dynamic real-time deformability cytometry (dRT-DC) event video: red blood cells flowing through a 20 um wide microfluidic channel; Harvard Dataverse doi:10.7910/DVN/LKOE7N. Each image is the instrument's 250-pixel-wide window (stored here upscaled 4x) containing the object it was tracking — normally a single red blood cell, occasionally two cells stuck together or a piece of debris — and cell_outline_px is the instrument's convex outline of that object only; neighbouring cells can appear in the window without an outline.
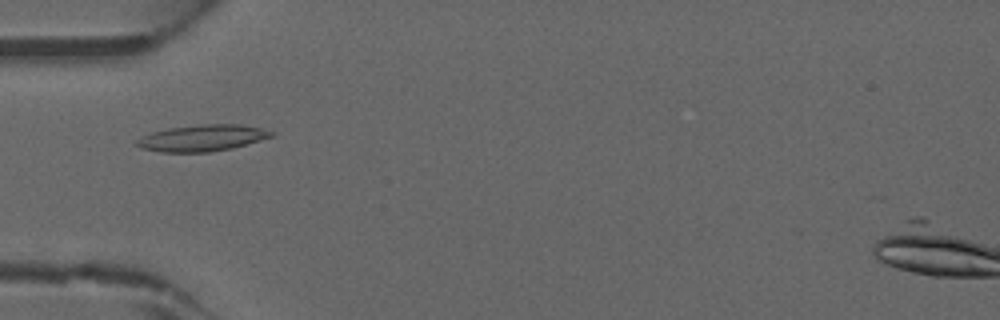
{"species": "common noctule bat (a hibernating species)", "species_latin": "Nyctalus noctula", "temperature_condition": "warm", "stored_images_in_passage": 42, "camera_frame_rate_fps": 3000, "um_per_image_px": 0.085, "animal": {"sex": "male", "forearm_length_mm": 52.5}, "frame": {"image": 1, "passage_image": 15, "time_ms": 4.667, "image_size_px": [1000, 320], "cell_outline_px": [[276, 136], [232, 148], [208, 152], [160, 152], [140, 148], [136, 144], [136, 140], [152, 132], [168, 128], [200, 124], [240, 124], [260, 128], [276, 132]], "centroid_in_image_um": [17.23, 11.72], "position_along_channel_um": 67.8, "area_um2": 20.81}}
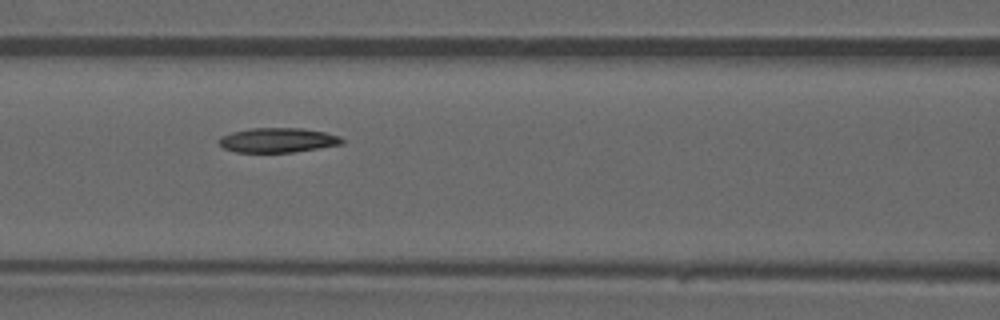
{"frame": {"image": 2, "passage_image": 20, "time_ms": 6.333, "image_size_px": [1000, 320], "cell_outline_px": [[344, 144], [292, 152], [236, 152], [224, 148], [216, 140], [220, 136], [232, 132], [252, 128], [300, 128], [324, 132], [340, 136], [344, 140]], "centroid_in_image_um": [23.6, 11.91], "position_along_channel_um": 143.0, "area_um2": 17.63}}
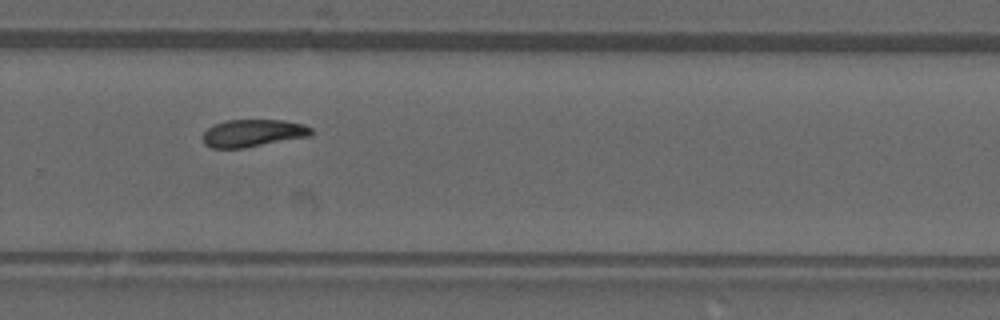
{"frame": {"image": 3, "passage_image": 31, "time_ms": 10.0, "image_size_px": [1000, 320], "cell_outline_px": [[312, 132], [308, 136], [244, 148], [212, 148], [204, 144], [204, 132], [208, 128], [216, 124], [228, 120], [284, 120], [304, 124], [312, 128]], "centroid_in_image_um": [21.5, 11.31], "position_along_channel_um": 308.3, "area_um2": 17.11}}